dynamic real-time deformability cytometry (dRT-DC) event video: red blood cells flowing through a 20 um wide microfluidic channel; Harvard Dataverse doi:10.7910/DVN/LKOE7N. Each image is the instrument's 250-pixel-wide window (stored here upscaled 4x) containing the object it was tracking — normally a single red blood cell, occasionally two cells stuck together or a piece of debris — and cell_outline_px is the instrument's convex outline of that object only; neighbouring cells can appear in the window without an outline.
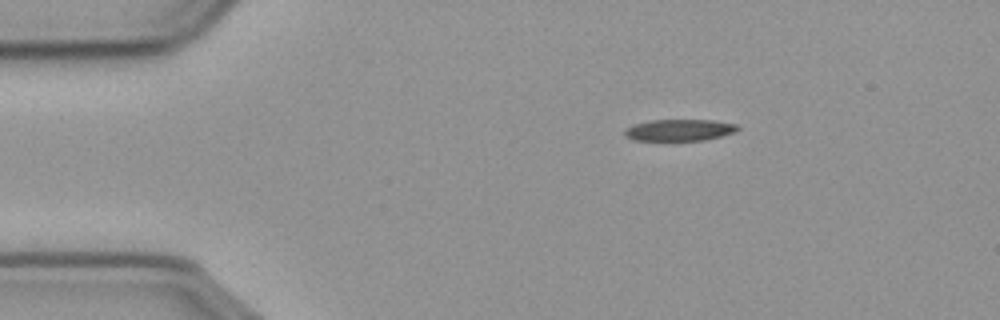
{"species": "common noctule bat (a hibernating species)", "species_latin": "Nyctalus noctula", "temperature_condition": "cold", "stored_images_in_passage": 7, "camera_frame_rate_fps": 3000, "um_per_image_px": 0.085, "animal": {"sex": "male", "body_mass_g": 23.1, "forearm_length_mm": 52.7}, "frame": {"image": 1, "passage_image": 1, "time_ms": 0.0, "image_size_px": [1000, 320], "cell_outline_px": [[740, 128], [736, 132], [704, 140], [632, 140], [624, 136], [624, 132], [628, 128], [636, 124], [652, 120], [712, 120], [736, 124]], "centroid_in_image_um": [57.77, 11.05], "position_along_channel_um": 27.2, "area_um2": 14.05}}